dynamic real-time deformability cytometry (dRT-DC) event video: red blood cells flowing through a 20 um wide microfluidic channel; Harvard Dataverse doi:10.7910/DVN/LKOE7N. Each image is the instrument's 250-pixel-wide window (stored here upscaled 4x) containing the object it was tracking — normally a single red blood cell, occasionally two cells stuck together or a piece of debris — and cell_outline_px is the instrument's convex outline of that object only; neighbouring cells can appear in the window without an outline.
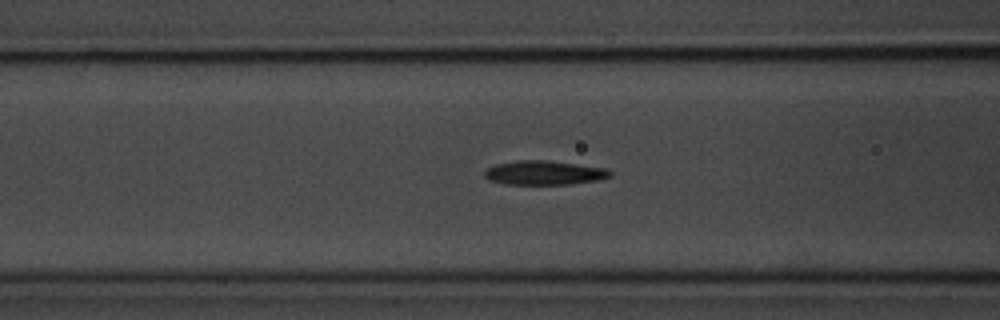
{"species": "common noctule bat (a hibernating species)", "species_latin": "Nyctalus noctula", "temperature_condition": "room temperature", "stored_images_in_passage": 54, "camera_frame_rate_fps": 3000, "um_per_image_px": 0.085, "animal": {"sex": "male", "body_mass_g": 20.1, "forearm_length_mm": 53.5}, "frame": {"image": 1, "passage_image": 20, "time_ms": 6.333, "image_size_px": [1000, 320], "cell_outline_px": [[612, 176], [600, 180], [568, 184], [504, 184], [488, 180], [484, 176], [484, 172], [488, 168], [496, 164], [516, 160], [544, 160], [608, 168], [612, 172]], "centroid_in_image_um": [46.27, 14.69], "position_along_channel_um": 120.3, "area_um2": 17.74}}
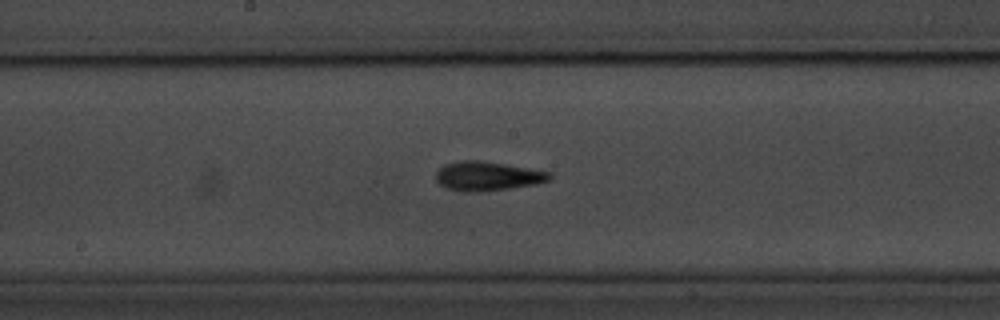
{"frame": {"image": 2, "passage_image": 27, "time_ms": 8.667, "image_size_px": [1000, 320], "cell_outline_px": [[552, 176], [548, 180], [536, 184], [508, 188], [476, 192], [464, 192], [448, 188], [440, 184], [436, 180], [436, 172], [444, 164], [460, 160], [480, 160], [552, 172]], "centroid_in_image_um": [41.42, 14.96], "position_along_channel_um": 206.8, "area_um2": 19.19}}
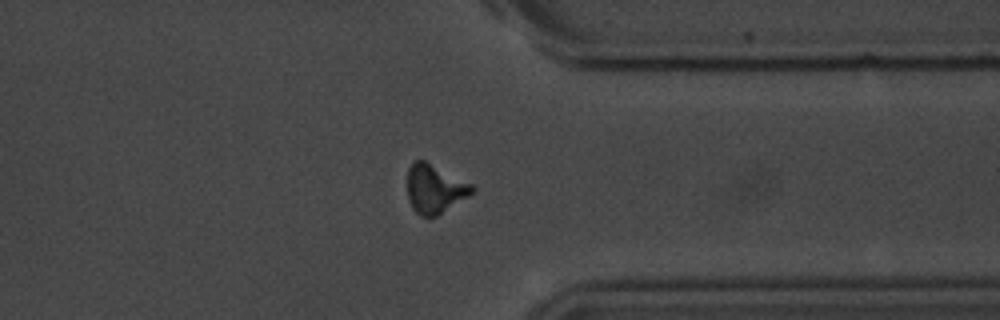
{"frame": {"image": 3, "passage_image": 41, "time_ms": 13.333, "image_size_px": [1000, 320], "cell_outline_px": [[476, 188], [468, 196], [436, 216], [420, 216], [412, 208], [408, 200], [408, 168], [412, 160], [424, 160], [472, 184]], "centroid_in_image_um": [36.92, 16.04], "position_along_channel_um": 374.5, "area_um2": 18.21}, "authors_computed_cell_mechanics": {"area_um2": 17.4556, "velocity_mm_per_s": 3.6926, "shape_relaxation_time_tau1_ms": 3.775, "shape_relaxation_time_tau2_ms": 4.3466, "deformation_change_tau1": 0.137, "deformation_change_tau2": 0.1249}}